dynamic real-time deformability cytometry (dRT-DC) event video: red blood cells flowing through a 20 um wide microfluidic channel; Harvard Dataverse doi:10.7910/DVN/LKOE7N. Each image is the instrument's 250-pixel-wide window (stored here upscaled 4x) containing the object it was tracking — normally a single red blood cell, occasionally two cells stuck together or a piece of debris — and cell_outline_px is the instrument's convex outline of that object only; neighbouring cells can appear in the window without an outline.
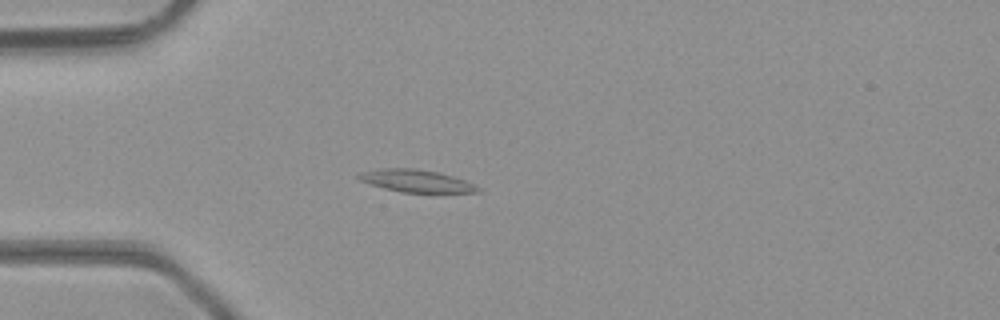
{"species": "common noctule bat (a hibernating species)", "species_latin": "Nyctalus noctula", "temperature_condition": "room temperature", "stored_images_in_passage": 47, "camera_frame_rate_fps": 3000, "um_per_image_px": 0.085, "animal": {"sex": "male", "body_mass_g": 23.1, "forearm_length_mm": 52.7}, "frame": {"image": 1, "passage_image": 13, "time_ms": 4.0, "image_size_px": [1000, 320], "cell_outline_px": [[480, 192], [400, 192], [384, 188], [360, 180], [356, 176], [356, 172], [380, 168], [412, 168], [440, 172], [464, 180], [480, 188]], "centroid_in_image_um": [35.31, 15.36], "position_along_channel_um": 49.7, "area_um2": 15.49}}
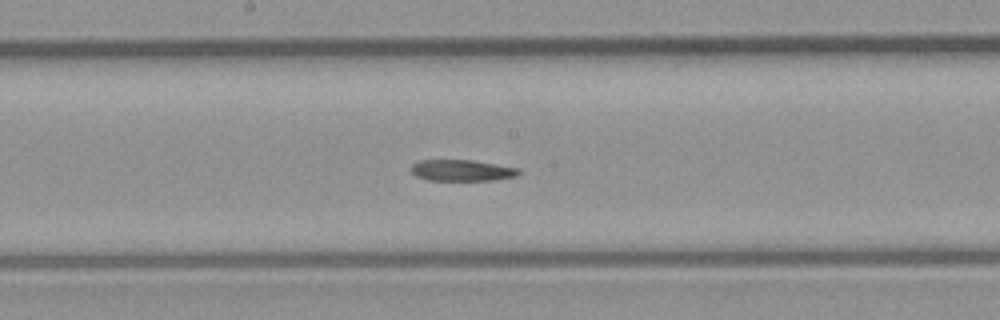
{"frame": {"image": 2, "passage_image": 25, "time_ms": 8.0, "image_size_px": [1000, 320], "cell_outline_px": [[520, 172], [516, 176], [492, 180], [428, 180], [416, 176], [412, 172], [412, 164], [420, 160], [472, 160], [520, 168]], "centroid_in_image_um": [39.27, 14.48], "position_along_channel_um": 208.9, "area_um2": 13.24}}
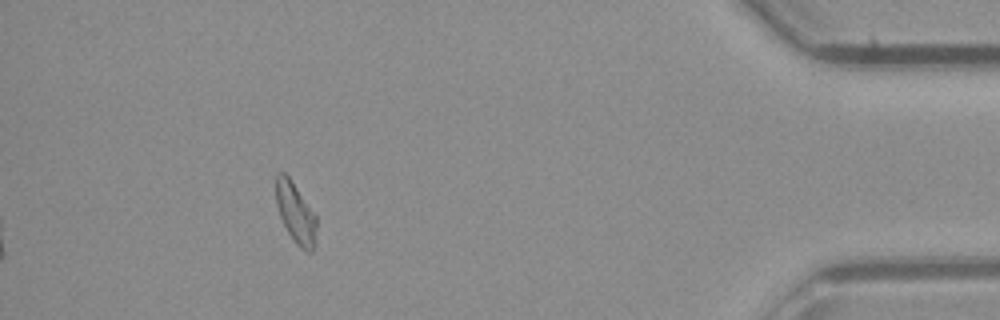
{"frame": {"image": 3, "passage_image": 43, "time_ms": 14.0, "image_size_px": [1000, 320], "cell_outline_px": [[316, 244], [312, 252], [308, 252], [300, 248], [292, 240], [280, 216], [276, 204], [276, 172], [284, 172], [288, 176], [316, 216]], "centroid_in_image_um": [25.13, 18.14], "position_along_channel_um": 410.1, "area_um2": 14.22}, "authors_computed_cell_mechanics": {"area_um2": 14.9124, "velocity_mm_per_s": 4.3234, "shape_relaxation_time_tau1_ms": null, "shape_relaxation_time_tau2_ms": 9.3497, "deformation_change_tau1": null, "deformation_change_tau2": 0.205}}